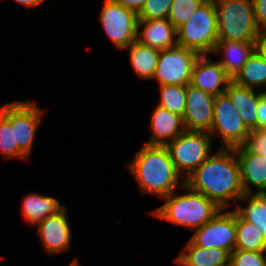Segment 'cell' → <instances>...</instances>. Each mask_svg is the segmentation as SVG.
Listing matches in <instances>:
<instances>
[{
    "instance_id": "e0dca14e",
    "label": "cell",
    "mask_w": 266,
    "mask_h": 266,
    "mask_svg": "<svg viewBox=\"0 0 266 266\" xmlns=\"http://www.w3.org/2000/svg\"><path fill=\"white\" fill-rule=\"evenodd\" d=\"M152 135L146 145L165 146L185 131L183 117L157 105L151 116Z\"/></svg>"
},
{
    "instance_id": "603a6c76",
    "label": "cell",
    "mask_w": 266,
    "mask_h": 266,
    "mask_svg": "<svg viewBox=\"0 0 266 266\" xmlns=\"http://www.w3.org/2000/svg\"><path fill=\"white\" fill-rule=\"evenodd\" d=\"M232 81L242 87H266V60L255 51Z\"/></svg>"
},
{
    "instance_id": "d6a6232c",
    "label": "cell",
    "mask_w": 266,
    "mask_h": 266,
    "mask_svg": "<svg viewBox=\"0 0 266 266\" xmlns=\"http://www.w3.org/2000/svg\"><path fill=\"white\" fill-rule=\"evenodd\" d=\"M258 129L266 128V90L261 92V99L257 106Z\"/></svg>"
},
{
    "instance_id": "7a4b0ae2",
    "label": "cell",
    "mask_w": 266,
    "mask_h": 266,
    "mask_svg": "<svg viewBox=\"0 0 266 266\" xmlns=\"http://www.w3.org/2000/svg\"><path fill=\"white\" fill-rule=\"evenodd\" d=\"M126 167L135 178L142 195L149 193L163 198L185 185V180L178 185L181 174L165 146L143 145Z\"/></svg>"
},
{
    "instance_id": "d590c367",
    "label": "cell",
    "mask_w": 266,
    "mask_h": 266,
    "mask_svg": "<svg viewBox=\"0 0 266 266\" xmlns=\"http://www.w3.org/2000/svg\"><path fill=\"white\" fill-rule=\"evenodd\" d=\"M25 7H34L42 3L44 0H14Z\"/></svg>"
},
{
    "instance_id": "9a60e30c",
    "label": "cell",
    "mask_w": 266,
    "mask_h": 266,
    "mask_svg": "<svg viewBox=\"0 0 266 266\" xmlns=\"http://www.w3.org/2000/svg\"><path fill=\"white\" fill-rule=\"evenodd\" d=\"M235 152L244 193H253L250 186L256 187L257 194L266 192V156L250 152L244 145L235 147Z\"/></svg>"
},
{
    "instance_id": "7402d4cb",
    "label": "cell",
    "mask_w": 266,
    "mask_h": 266,
    "mask_svg": "<svg viewBox=\"0 0 266 266\" xmlns=\"http://www.w3.org/2000/svg\"><path fill=\"white\" fill-rule=\"evenodd\" d=\"M130 63L139 78L152 79L156 71L160 50L143 45L135 40L128 47Z\"/></svg>"
},
{
    "instance_id": "5b68a950",
    "label": "cell",
    "mask_w": 266,
    "mask_h": 266,
    "mask_svg": "<svg viewBox=\"0 0 266 266\" xmlns=\"http://www.w3.org/2000/svg\"><path fill=\"white\" fill-rule=\"evenodd\" d=\"M218 42L217 11L214 0H207L177 29V44L200 55L212 54Z\"/></svg>"
},
{
    "instance_id": "277c9868",
    "label": "cell",
    "mask_w": 266,
    "mask_h": 266,
    "mask_svg": "<svg viewBox=\"0 0 266 266\" xmlns=\"http://www.w3.org/2000/svg\"><path fill=\"white\" fill-rule=\"evenodd\" d=\"M218 41H256L258 26L252 0H214Z\"/></svg>"
},
{
    "instance_id": "2e32d148",
    "label": "cell",
    "mask_w": 266,
    "mask_h": 266,
    "mask_svg": "<svg viewBox=\"0 0 266 266\" xmlns=\"http://www.w3.org/2000/svg\"><path fill=\"white\" fill-rule=\"evenodd\" d=\"M137 41L158 50L172 48L178 45L177 29L168 19L138 20Z\"/></svg>"
},
{
    "instance_id": "83f0119b",
    "label": "cell",
    "mask_w": 266,
    "mask_h": 266,
    "mask_svg": "<svg viewBox=\"0 0 266 266\" xmlns=\"http://www.w3.org/2000/svg\"><path fill=\"white\" fill-rule=\"evenodd\" d=\"M0 152L8 158L25 159L26 156L14 143V126L0 113Z\"/></svg>"
},
{
    "instance_id": "f1b7e54d",
    "label": "cell",
    "mask_w": 266,
    "mask_h": 266,
    "mask_svg": "<svg viewBox=\"0 0 266 266\" xmlns=\"http://www.w3.org/2000/svg\"><path fill=\"white\" fill-rule=\"evenodd\" d=\"M173 0H146L138 13L139 20L167 19Z\"/></svg>"
},
{
    "instance_id": "d6986e66",
    "label": "cell",
    "mask_w": 266,
    "mask_h": 266,
    "mask_svg": "<svg viewBox=\"0 0 266 266\" xmlns=\"http://www.w3.org/2000/svg\"><path fill=\"white\" fill-rule=\"evenodd\" d=\"M256 41H218L212 53L222 52L218 62L226 74L233 79L243 68L249 57L256 51Z\"/></svg>"
},
{
    "instance_id": "f546056e",
    "label": "cell",
    "mask_w": 266,
    "mask_h": 266,
    "mask_svg": "<svg viewBox=\"0 0 266 266\" xmlns=\"http://www.w3.org/2000/svg\"><path fill=\"white\" fill-rule=\"evenodd\" d=\"M266 251H243L235 249L229 255V266H266Z\"/></svg>"
},
{
    "instance_id": "484cf974",
    "label": "cell",
    "mask_w": 266,
    "mask_h": 266,
    "mask_svg": "<svg viewBox=\"0 0 266 266\" xmlns=\"http://www.w3.org/2000/svg\"><path fill=\"white\" fill-rule=\"evenodd\" d=\"M161 99L157 105L183 117L186 102V85L159 86Z\"/></svg>"
},
{
    "instance_id": "cb8c5ba5",
    "label": "cell",
    "mask_w": 266,
    "mask_h": 266,
    "mask_svg": "<svg viewBox=\"0 0 266 266\" xmlns=\"http://www.w3.org/2000/svg\"><path fill=\"white\" fill-rule=\"evenodd\" d=\"M239 200L247 206L237 205L235 211L246 221L254 224L266 239V195L264 193L244 194Z\"/></svg>"
},
{
    "instance_id": "ffe728a7",
    "label": "cell",
    "mask_w": 266,
    "mask_h": 266,
    "mask_svg": "<svg viewBox=\"0 0 266 266\" xmlns=\"http://www.w3.org/2000/svg\"><path fill=\"white\" fill-rule=\"evenodd\" d=\"M175 259L181 266H229V254L219 248L196 246L190 239Z\"/></svg>"
},
{
    "instance_id": "e575fe53",
    "label": "cell",
    "mask_w": 266,
    "mask_h": 266,
    "mask_svg": "<svg viewBox=\"0 0 266 266\" xmlns=\"http://www.w3.org/2000/svg\"><path fill=\"white\" fill-rule=\"evenodd\" d=\"M113 1L118 4H121L126 9L132 10L138 14L142 10L146 0H113Z\"/></svg>"
},
{
    "instance_id": "8fae6325",
    "label": "cell",
    "mask_w": 266,
    "mask_h": 266,
    "mask_svg": "<svg viewBox=\"0 0 266 266\" xmlns=\"http://www.w3.org/2000/svg\"><path fill=\"white\" fill-rule=\"evenodd\" d=\"M219 212L202 227L194 229L190 240L199 247L219 248L229 255L236 244V211Z\"/></svg>"
},
{
    "instance_id": "30bf717a",
    "label": "cell",
    "mask_w": 266,
    "mask_h": 266,
    "mask_svg": "<svg viewBox=\"0 0 266 266\" xmlns=\"http://www.w3.org/2000/svg\"><path fill=\"white\" fill-rule=\"evenodd\" d=\"M100 22L108 38L120 50L137 40L138 14L113 0H105Z\"/></svg>"
},
{
    "instance_id": "44dd1931",
    "label": "cell",
    "mask_w": 266,
    "mask_h": 266,
    "mask_svg": "<svg viewBox=\"0 0 266 266\" xmlns=\"http://www.w3.org/2000/svg\"><path fill=\"white\" fill-rule=\"evenodd\" d=\"M64 206L57 198L30 193L22 201V213L27 222L31 225H37L48 216L57 213Z\"/></svg>"
},
{
    "instance_id": "ac0fdd59",
    "label": "cell",
    "mask_w": 266,
    "mask_h": 266,
    "mask_svg": "<svg viewBox=\"0 0 266 266\" xmlns=\"http://www.w3.org/2000/svg\"><path fill=\"white\" fill-rule=\"evenodd\" d=\"M255 89L242 87L231 81L225 94L231 100L232 105L238 111L244 125L250 130H258V101L261 99V92L255 93Z\"/></svg>"
},
{
    "instance_id": "1f68e13d",
    "label": "cell",
    "mask_w": 266,
    "mask_h": 266,
    "mask_svg": "<svg viewBox=\"0 0 266 266\" xmlns=\"http://www.w3.org/2000/svg\"><path fill=\"white\" fill-rule=\"evenodd\" d=\"M252 2L258 26L266 27V0H252Z\"/></svg>"
},
{
    "instance_id": "4fadbf2b",
    "label": "cell",
    "mask_w": 266,
    "mask_h": 266,
    "mask_svg": "<svg viewBox=\"0 0 266 266\" xmlns=\"http://www.w3.org/2000/svg\"><path fill=\"white\" fill-rule=\"evenodd\" d=\"M38 237L47 254L70 251L71 229L66 205L54 215L48 216L37 225Z\"/></svg>"
},
{
    "instance_id": "836d02e7",
    "label": "cell",
    "mask_w": 266,
    "mask_h": 266,
    "mask_svg": "<svg viewBox=\"0 0 266 266\" xmlns=\"http://www.w3.org/2000/svg\"><path fill=\"white\" fill-rule=\"evenodd\" d=\"M255 44L256 51L266 60V27L259 29Z\"/></svg>"
},
{
    "instance_id": "52a82bcc",
    "label": "cell",
    "mask_w": 266,
    "mask_h": 266,
    "mask_svg": "<svg viewBox=\"0 0 266 266\" xmlns=\"http://www.w3.org/2000/svg\"><path fill=\"white\" fill-rule=\"evenodd\" d=\"M43 112L35 102L28 100L7 103L0 108V113L14 126V143L26 157L31 153Z\"/></svg>"
},
{
    "instance_id": "8d00e7d4",
    "label": "cell",
    "mask_w": 266,
    "mask_h": 266,
    "mask_svg": "<svg viewBox=\"0 0 266 266\" xmlns=\"http://www.w3.org/2000/svg\"><path fill=\"white\" fill-rule=\"evenodd\" d=\"M69 266H80V265H79V261L77 260V258L74 259V260L69 264Z\"/></svg>"
},
{
    "instance_id": "4316f807",
    "label": "cell",
    "mask_w": 266,
    "mask_h": 266,
    "mask_svg": "<svg viewBox=\"0 0 266 266\" xmlns=\"http://www.w3.org/2000/svg\"><path fill=\"white\" fill-rule=\"evenodd\" d=\"M207 0H173L167 19L178 29L185 24L192 14Z\"/></svg>"
},
{
    "instance_id": "7c38bea8",
    "label": "cell",
    "mask_w": 266,
    "mask_h": 266,
    "mask_svg": "<svg viewBox=\"0 0 266 266\" xmlns=\"http://www.w3.org/2000/svg\"><path fill=\"white\" fill-rule=\"evenodd\" d=\"M215 97L190 83L186 85L183 123L186 131L210 133Z\"/></svg>"
},
{
    "instance_id": "8992f818",
    "label": "cell",
    "mask_w": 266,
    "mask_h": 266,
    "mask_svg": "<svg viewBox=\"0 0 266 266\" xmlns=\"http://www.w3.org/2000/svg\"><path fill=\"white\" fill-rule=\"evenodd\" d=\"M211 143L209 133L185 130L165 147L177 171L185 172L183 177L186 178L212 155Z\"/></svg>"
},
{
    "instance_id": "4dcf8cb0",
    "label": "cell",
    "mask_w": 266,
    "mask_h": 266,
    "mask_svg": "<svg viewBox=\"0 0 266 266\" xmlns=\"http://www.w3.org/2000/svg\"><path fill=\"white\" fill-rule=\"evenodd\" d=\"M244 146L250 152L266 156V128L250 131Z\"/></svg>"
},
{
    "instance_id": "9c48e42d",
    "label": "cell",
    "mask_w": 266,
    "mask_h": 266,
    "mask_svg": "<svg viewBox=\"0 0 266 266\" xmlns=\"http://www.w3.org/2000/svg\"><path fill=\"white\" fill-rule=\"evenodd\" d=\"M199 53L179 45L160 50L158 64L153 79L161 85H188Z\"/></svg>"
},
{
    "instance_id": "ba28073f",
    "label": "cell",
    "mask_w": 266,
    "mask_h": 266,
    "mask_svg": "<svg viewBox=\"0 0 266 266\" xmlns=\"http://www.w3.org/2000/svg\"><path fill=\"white\" fill-rule=\"evenodd\" d=\"M250 130L224 93L215 97L213 122L210 135L221 137L223 148H235L245 144Z\"/></svg>"
},
{
    "instance_id": "3957f363",
    "label": "cell",
    "mask_w": 266,
    "mask_h": 266,
    "mask_svg": "<svg viewBox=\"0 0 266 266\" xmlns=\"http://www.w3.org/2000/svg\"><path fill=\"white\" fill-rule=\"evenodd\" d=\"M181 189L189 192L177 195L174 191L163 197L166 202L151 211V214L194 230L210 221L221 209L204 194L193 191L186 185Z\"/></svg>"
},
{
    "instance_id": "5bb4252c",
    "label": "cell",
    "mask_w": 266,
    "mask_h": 266,
    "mask_svg": "<svg viewBox=\"0 0 266 266\" xmlns=\"http://www.w3.org/2000/svg\"><path fill=\"white\" fill-rule=\"evenodd\" d=\"M231 81L220 63L204 54L194 64L190 84L216 97L225 93Z\"/></svg>"
},
{
    "instance_id": "6da1fadb",
    "label": "cell",
    "mask_w": 266,
    "mask_h": 266,
    "mask_svg": "<svg viewBox=\"0 0 266 266\" xmlns=\"http://www.w3.org/2000/svg\"><path fill=\"white\" fill-rule=\"evenodd\" d=\"M217 152L184 180L188 188L204 194L224 210L230 205V200L237 201L245 193L235 148L222 147Z\"/></svg>"
},
{
    "instance_id": "d4e9b609",
    "label": "cell",
    "mask_w": 266,
    "mask_h": 266,
    "mask_svg": "<svg viewBox=\"0 0 266 266\" xmlns=\"http://www.w3.org/2000/svg\"><path fill=\"white\" fill-rule=\"evenodd\" d=\"M235 249L243 251H266V239L258 228L244 220L236 212Z\"/></svg>"
}]
</instances>
